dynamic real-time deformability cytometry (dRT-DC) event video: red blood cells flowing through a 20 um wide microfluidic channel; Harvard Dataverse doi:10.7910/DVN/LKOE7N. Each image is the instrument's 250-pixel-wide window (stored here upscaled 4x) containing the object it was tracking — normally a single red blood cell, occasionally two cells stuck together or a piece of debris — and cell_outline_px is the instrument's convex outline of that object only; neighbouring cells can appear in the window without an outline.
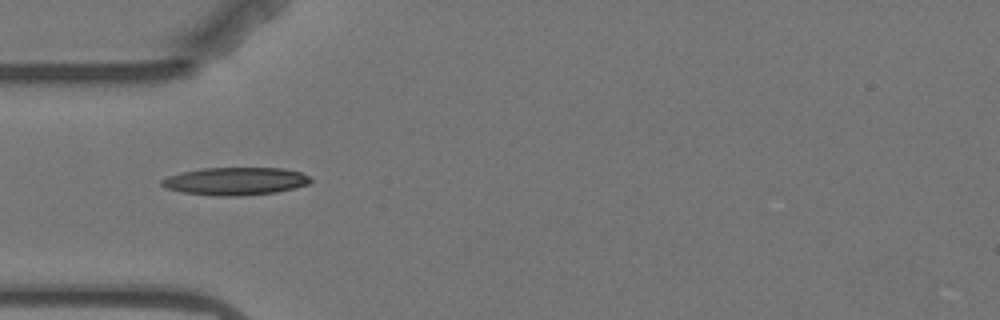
{"species": "Egyptian fruit bat (a non-hibernating species)", "species_latin": "Rousettus aegyptiacus", "temperature_condition": "warm", "stored_images_in_passage": 14, "camera_frame_rate_fps": 3000, "um_per_image_px": 0.085, "animal": {"sex": "female"}, "frame": {"image": 1, "passage_image": 4, "time_ms": 5.0, "image_size_px": [1000, 320], "cell_outline_px": [[312, 180], [308, 184], [276, 192], [236, 196], [220, 196], [184, 192], [168, 188], [160, 184], [160, 180], [168, 176], [184, 172], [204, 168], [284, 168], [300, 172], [308, 176]], "centroid_in_image_um": [20.02, 15.39], "position_along_channel_um": 65.0, "area_um2": 23.7}}
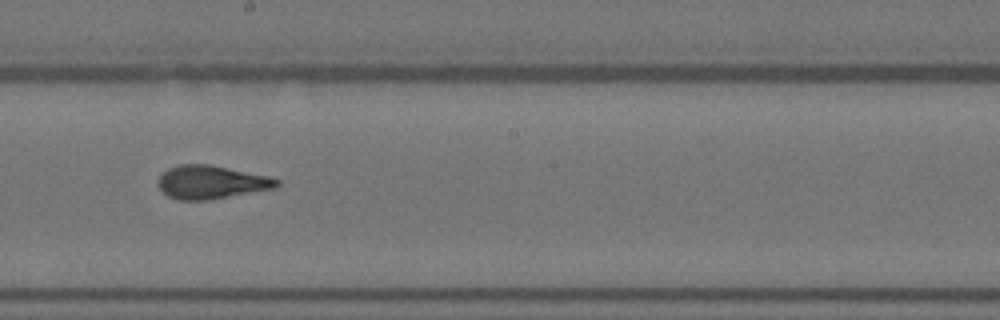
{"frame": {"image": 2, "passage_image": 8, "time_ms": 9.667, "image_size_px": [1000, 320], "cell_outline_px": [[280, 184], [276, 188], [208, 200], [180, 200], [168, 196], [156, 184], [156, 180], [168, 168], [180, 164], [208, 164], [268, 176], [280, 180]], "centroid_in_image_um": [17.94, 15.48], "position_along_channel_um": 230.3, "area_um2": 23.0}}
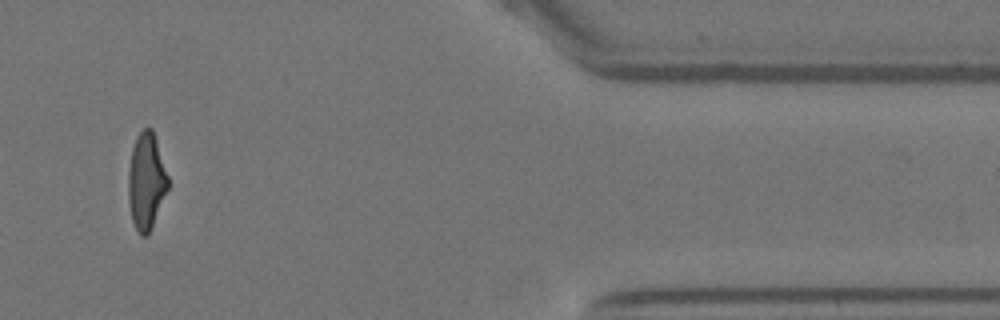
{"frame": {"image": 3, "passage_image": 13, "time_ms": 15.667, "image_size_px": [1000, 320], "cell_outline_px": [[168, 188], [152, 228], [148, 236], [140, 236], [132, 220], [128, 200], [128, 172], [132, 148], [136, 136], [144, 128], [152, 128], [168, 176]], "centroid_in_image_um": [12.42, 15.43], "position_along_channel_um": 399.0, "area_um2": 22.31}, "authors_computed_cell_mechanics": {"area_um2": 22.7154, "velocity_mm_per_s": 3.5184, "shape_relaxation_time_tau1_ms": 9.1529, "shape_relaxation_time_tau2_ms": 1.2165, "deformation_change_tau1": 0.2598, "deformation_change_tau2": 0.0655}}